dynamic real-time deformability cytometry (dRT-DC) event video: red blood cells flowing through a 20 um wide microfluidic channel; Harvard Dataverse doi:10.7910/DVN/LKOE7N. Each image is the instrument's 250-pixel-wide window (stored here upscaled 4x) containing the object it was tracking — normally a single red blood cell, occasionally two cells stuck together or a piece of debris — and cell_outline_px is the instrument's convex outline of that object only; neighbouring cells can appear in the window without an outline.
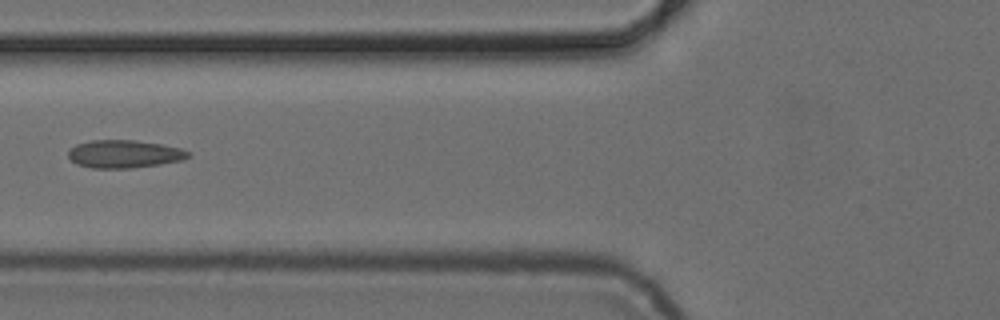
{"species": "common noctule bat (a hibernating species)", "species_latin": "Nyctalus noctula", "temperature_condition": "cold", "stored_images_in_passage": 5, "camera_frame_rate_fps": 3000, "um_per_image_px": 0.085, "animal": {"sex": "female", "body_mass_g": 24.6, "forearm_length_mm": 56.2}, "frame": {"image": 1, "passage_image": 5, "time_ms": 5.0, "image_size_px": [1000, 320], "cell_outline_px": [[188, 156], [184, 160], [160, 164], [132, 168], [92, 168], [76, 164], [68, 156], [68, 152], [76, 144], [92, 140], [132, 140], [160, 144], [180, 148], [188, 152]], "centroid_in_image_um": [10.54, 13.09], "position_along_channel_um": 115.3, "area_um2": 19.31}}